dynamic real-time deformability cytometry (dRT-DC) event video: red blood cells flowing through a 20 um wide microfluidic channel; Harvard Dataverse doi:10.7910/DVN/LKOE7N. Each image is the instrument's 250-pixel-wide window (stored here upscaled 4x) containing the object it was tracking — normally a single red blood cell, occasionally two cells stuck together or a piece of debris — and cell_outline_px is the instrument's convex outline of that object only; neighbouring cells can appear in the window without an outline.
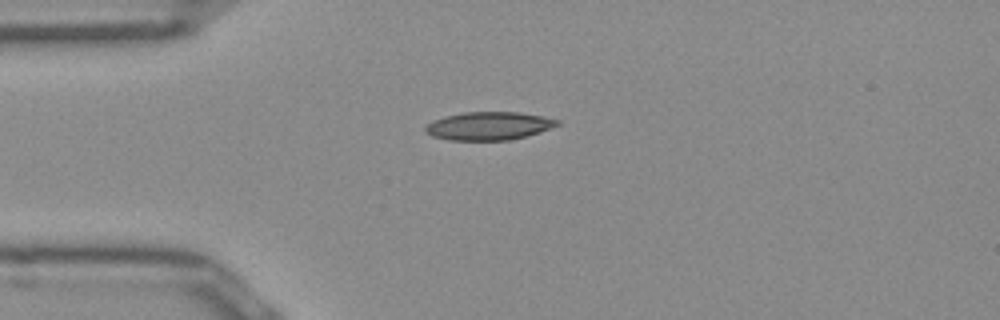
{"species": "Egyptian fruit bat (a non-hibernating species)", "species_latin": "Rousettus aegyptiacus", "temperature_condition": "room temperature", "stored_images_in_passage": 32, "camera_frame_rate_fps": 3000, "um_per_image_px": 0.085, "frame": {"image": 1, "passage_image": 1, "time_ms": 0.0, "image_size_px": [1000, 320], "cell_outline_px": [[560, 124], [524, 136], [508, 140], [448, 140], [432, 136], [424, 132], [424, 128], [432, 120], [444, 116], [464, 112], [520, 112], [560, 120]], "centroid_in_image_um": [41.47, 10.7], "position_along_channel_um": 43.5, "area_um2": 21.44}}
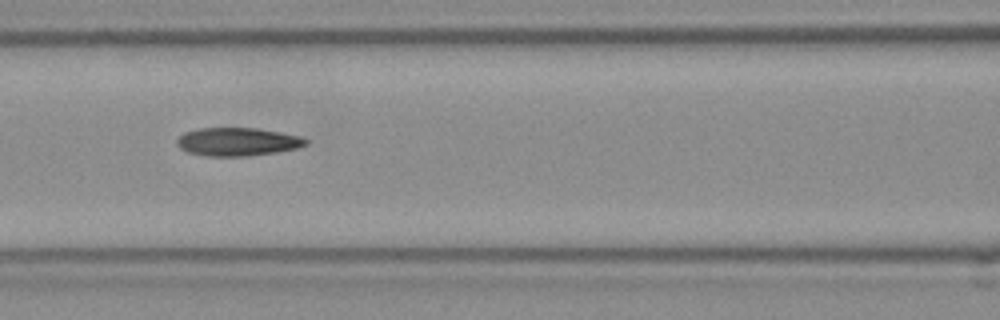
{"frame": {"image": 2, "passage_image": 10, "time_ms": 3.0, "image_size_px": [1000, 320], "cell_outline_px": [[308, 144], [296, 148], [276, 152], [248, 156], [208, 156], [188, 152], [180, 148], [176, 144], [176, 140], [184, 132], [200, 128], [256, 128], [280, 132], [300, 136], [308, 140]], "centroid_in_image_um": [20.18, 12.05], "position_along_channel_um": 146.4, "area_um2": 21.15}}
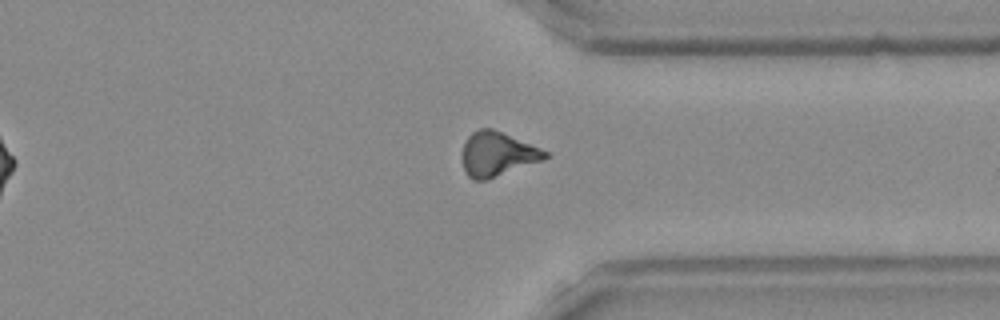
{"frame": {"image": 3, "passage_image": 27, "time_ms": 8.667, "image_size_px": [1000, 320], "cell_outline_px": [[548, 156], [544, 160], [484, 180], [472, 180], [468, 176], [464, 168], [464, 144], [468, 136], [472, 132], [480, 128], [492, 128], [540, 148], [548, 152]], "centroid_in_image_um": [42.28, 13.09], "position_along_channel_um": 369.1, "area_um2": 20.92}, "authors_computed_cell_mechanics": {"area_um2": 21.097, "velocity_mm_per_s": 3.9726, "shape_relaxation_time_tau1_ms": null, "shape_relaxation_time_tau2_ms": 6.2807, "deformation_change_tau1": null, "deformation_change_tau2": 0.1561}}